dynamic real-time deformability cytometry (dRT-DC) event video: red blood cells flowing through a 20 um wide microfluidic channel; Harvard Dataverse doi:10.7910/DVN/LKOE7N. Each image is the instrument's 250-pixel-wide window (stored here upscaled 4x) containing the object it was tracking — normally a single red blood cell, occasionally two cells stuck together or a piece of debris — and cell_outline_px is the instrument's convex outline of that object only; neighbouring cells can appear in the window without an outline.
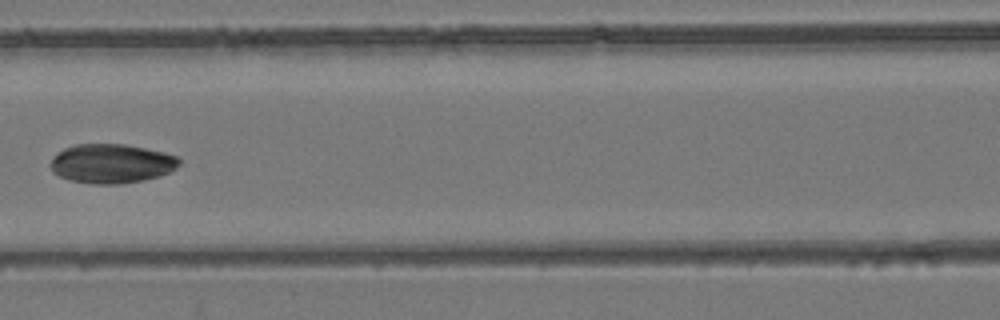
{"species": "common noctule bat (a hibernating species)", "species_latin": "Nyctalus noctula", "temperature_condition": "room temperature", "stored_images_in_passage": 4, "camera_frame_rate_fps": 3000, "um_per_image_px": 0.085, "animal": {"sex": "female", "body_mass_g": 24.6, "forearm_length_mm": 56.2}, "frame": {"image": 1, "passage_image": 4, "time_ms": 3.667, "image_size_px": [1000, 320], "cell_outline_px": [[180, 164], [176, 168], [160, 176], [144, 180], [116, 184], [92, 184], [68, 180], [52, 172], [48, 164], [64, 148], [76, 144], [124, 144], [164, 152], [176, 156], [180, 160]], "centroid_in_image_um": [9.47, 13.91], "position_along_channel_um": 157.1, "area_um2": 29.42}}